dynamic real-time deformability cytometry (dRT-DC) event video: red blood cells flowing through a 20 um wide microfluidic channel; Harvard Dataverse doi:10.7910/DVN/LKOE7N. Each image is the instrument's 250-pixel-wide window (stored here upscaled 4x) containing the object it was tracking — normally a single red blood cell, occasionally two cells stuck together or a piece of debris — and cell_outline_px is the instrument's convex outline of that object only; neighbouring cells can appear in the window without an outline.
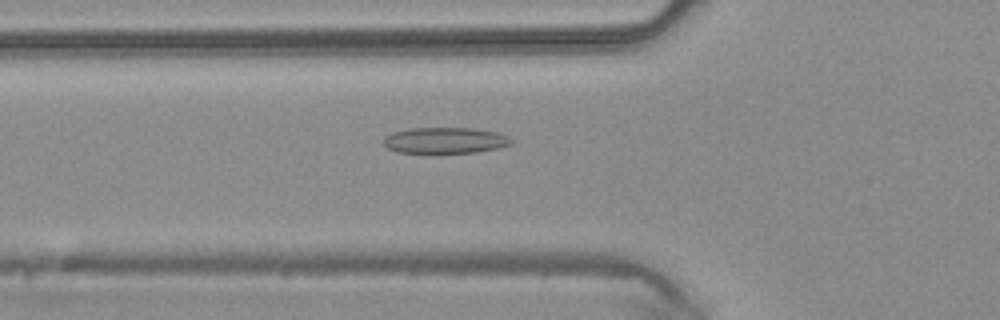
{"species": "common noctule bat (a hibernating species)", "species_latin": "Nyctalus noctula", "temperature_condition": "warm", "stored_images_in_passage": 44, "camera_frame_rate_fps": 3000, "um_per_image_px": 0.085, "animal": {"sex": "male", "body_mass_g": 20.4}, "frame": {"image": 1, "passage_image": 16, "time_ms": 5.0, "image_size_px": [1000, 320], "cell_outline_px": [[516, 140], [512, 144], [496, 148], [476, 152], [396, 152], [388, 148], [384, 144], [384, 136], [392, 132], [412, 128], [472, 128], [496, 132], [508, 136]], "centroid_in_image_um": [37.85, 11.92], "position_along_channel_um": 87.9, "area_um2": 19.25}}
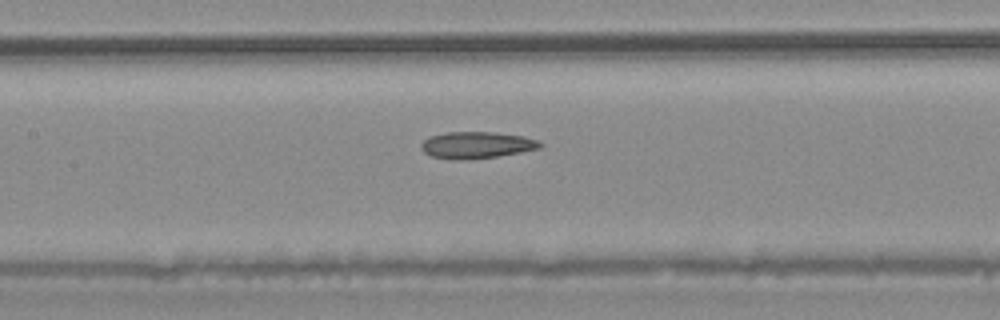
{"frame": {"image": 2, "passage_image": 21, "time_ms": 6.667, "image_size_px": [1000, 320], "cell_outline_px": [[544, 144], [540, 148], [520, 152], [496, 156], [460, 160], [448, 160], [432, 156], [424, 152], [420, 148], [420, 144], [428, 136], [448, 132], [496, 132], [524, 136], [540, 140]], "centroid_in_image_um": [40.5, 12.32], "position_along_channel_um": 166.9, "area_um2": 18.67}}
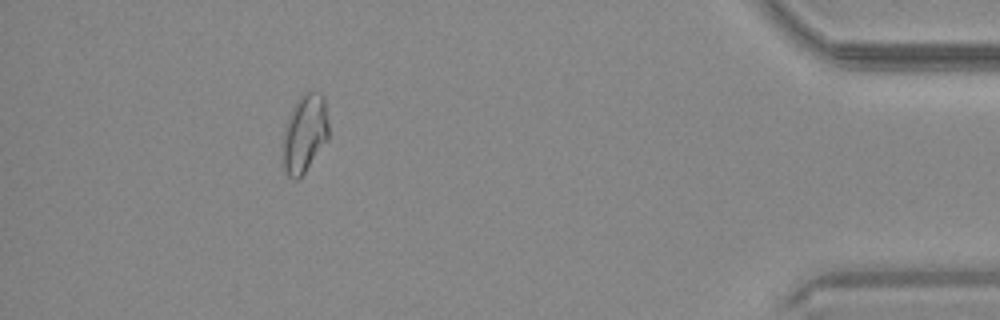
{"frame": {"image": 3, "passage_image": 40, "time_ms": 13.0, "image_size_px": [1000, 320], "cell_outline_px": [[328, 140], [304, 172], [296, 180], [292, 180], [288, 176], [284, 168], [284, 128], [288, 116], [296, 100], [304, 92], [320, 92], [324, 96], [328, 120]], "centroid_in_image_um": [25.91, 11.31], "position_along_channel_um": 409.3, "area_um2": 20.75}}